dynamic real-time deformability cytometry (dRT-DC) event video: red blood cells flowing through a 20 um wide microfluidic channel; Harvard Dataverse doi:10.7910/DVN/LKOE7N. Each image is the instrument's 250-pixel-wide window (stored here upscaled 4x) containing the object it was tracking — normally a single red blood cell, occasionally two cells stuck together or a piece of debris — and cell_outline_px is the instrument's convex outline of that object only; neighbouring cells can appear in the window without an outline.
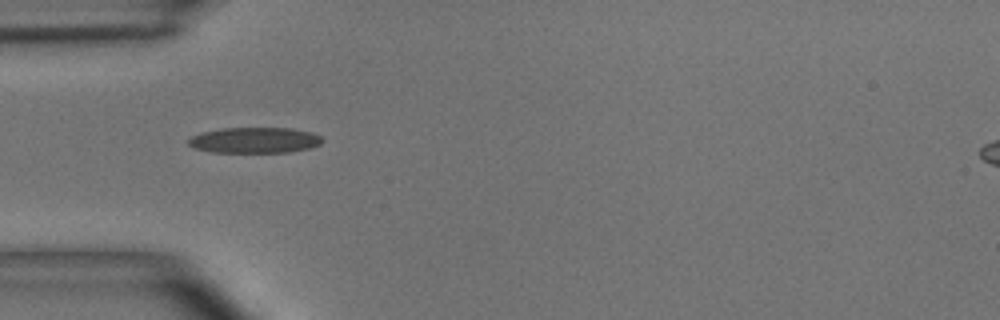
{"species": "common noctule bat (a hibernating species)", "species_latin": "Nyctalus noctula", "temperature_condition": "room temperature", "stored_images_in_passage": 6, "camera_frame_rate_fps": 3000, "um_per_image_px": 0.085, "animal": {"sex": "male", "body_mass_g": 15.6}, "frame": {"image": 1, "passage_image": 1, "time_ms": 0.0, "image_size_px": [1000, 320], "cell_outline_px": [[324, 140], [320, 144], [308, 148], [288, 152], [212, 152], [196, 148], [188, 144], [188, 140], [192, 136], [204, 132], [224, 128], [292, 128], [312, 132], [320, 136]], "centroid_in_image_um": [21.68, 11.91], "position_along_channel_um": 63.3, "area_um2": 19.88}}
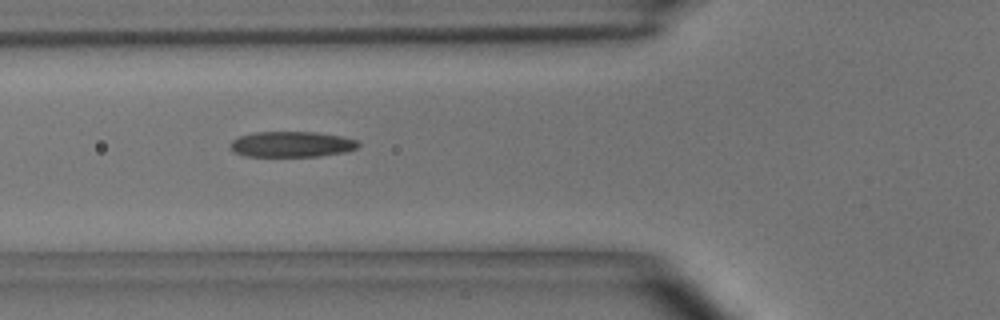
{"frame": {"image": 2, "passage_image": 2, "time_ms": 1.0, "image_size_px": [1000, 320], "cell_outline_px": [[360, 144], [356, 148], [344, 152], [320, 156], [244, 156], [232, 152], [228, 144], [232, 140], [240, 136], [256, 132], [316, 132], [340, 136], [356, 140]], "centroid_in_image_um": [24.74, 12.26], "position_along_channel_um": 101.1, "area_um2": 19.13}}